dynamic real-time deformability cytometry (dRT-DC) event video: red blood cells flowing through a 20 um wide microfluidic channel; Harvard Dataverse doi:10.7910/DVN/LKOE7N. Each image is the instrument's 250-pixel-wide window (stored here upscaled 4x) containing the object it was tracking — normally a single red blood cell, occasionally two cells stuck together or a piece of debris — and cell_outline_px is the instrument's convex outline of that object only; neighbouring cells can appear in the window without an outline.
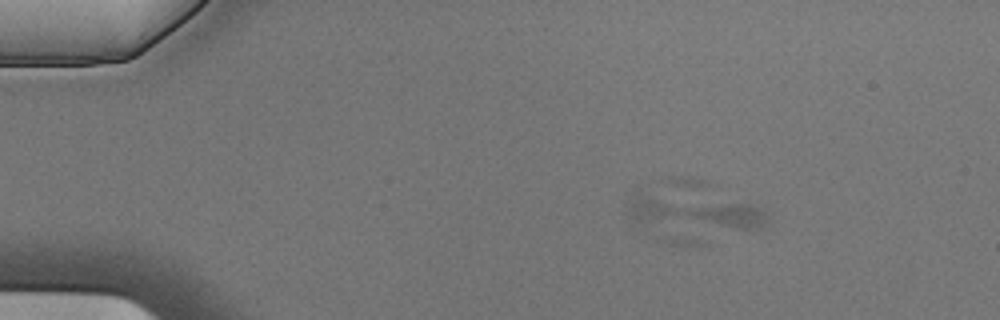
{"species": "Egyptian fruit bat (a non-hibernating species)", "species_latin": "Rousettus aegyptiacus", "temperature_condition": "cold", "stored_images_in_passage": 5, "camera_frame_rate_fps": 3000, "um_per_image_px": 0.085, "animal": {"sex": "male"}, "frame": {"image": 1, "passage_image": 3, "time_ms": 0.667, "image_size_px": [1000, 320], "cell_outline_px": [[768, 228], [736, 228], [632, 224], [624, 212], [632, 192], [752, 204], [764, 212], [768, 216]], "centroid_in_image_um": [58.88, 18.05], "position_along_channel_um": 26.1, "area_um2": 27.57}}